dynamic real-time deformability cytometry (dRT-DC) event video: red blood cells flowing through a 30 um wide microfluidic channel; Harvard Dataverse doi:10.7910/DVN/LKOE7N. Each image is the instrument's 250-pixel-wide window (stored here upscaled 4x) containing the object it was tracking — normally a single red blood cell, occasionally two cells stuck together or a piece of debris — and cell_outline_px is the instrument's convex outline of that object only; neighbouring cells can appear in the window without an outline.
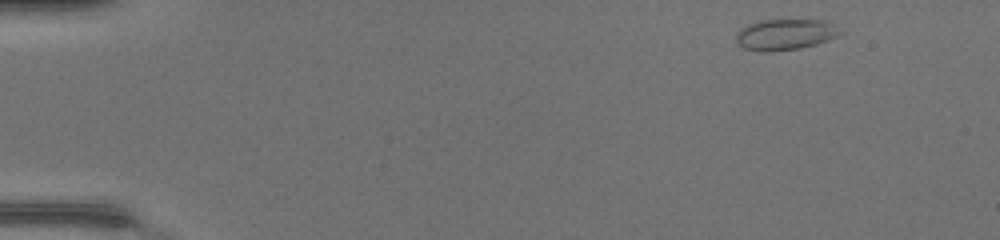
{"species": "common noctule bat (a hibernating species)", "species_latin": "Nyctalus noctula", "temperature_condition": "warm", "stored_images_in_passage": 44, "camera_frame_rate_fps": 3000, "um_per_image_px": 0.085, "animal": {"sex": "female", "body_mass_g": 17.0, "forearm_length_mm": 48.0}, "frame": {"image": 1, "passage_image": 1, "time_ms": 0.0, "image_size_px": [1000, 240], "cell_outline_px": [[844, 32], [840, 36], [816, 44], [800, 48], [768, 52], [764, 52], [744, 48], [736, 40], [736, 36], [748, 24], [760, 20], [820, 20], [832, 24]], "centroid_in_image_um": [66.79, 2.94], "position_along_channel_um": 18.2, "area_um2": 18.55}}
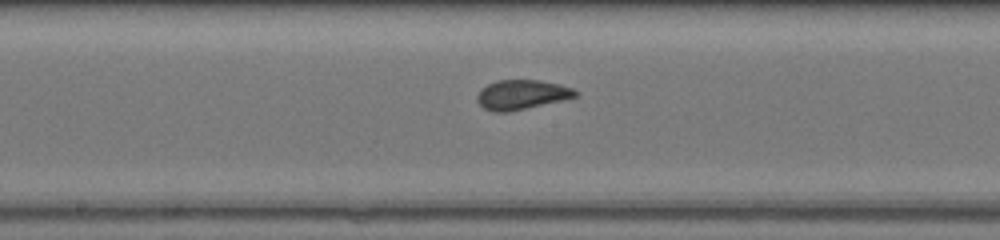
{"frame": {"image": 2, "passage_image": 22, "time_ms": 7.0, "image_size_px": [1000, 240], "cell_outline_px": [[580, 92], [576, 96], [560, 100], [508, 112], [492, 112], [484, 108], [476, 100], [476, 96], [488, 84], [496, 80], [540, 80], [560, 84], [572, 88]], "centroid_in_image_um": [44.33, 8.04], "position_along_channel_um": 203.9, "area_um2": 16.7}}
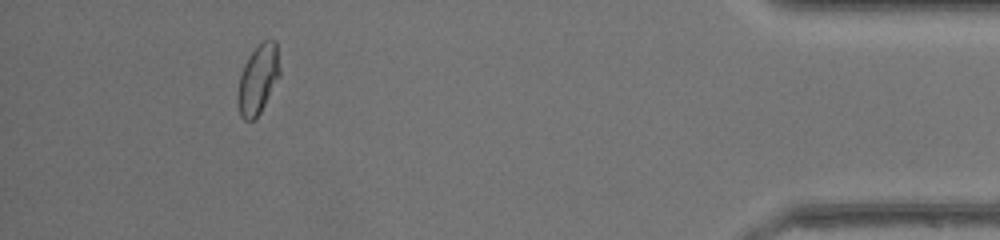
{"frame": {"image": 3, "passage_image": 40, "time_ms": 13.0, "image_size_px": [1000, 240], "cell_outline_px": [[280, 76], [260, 112], [252, 120], [244, 120], [240, 116], [236, 100], [240, 76], [244, 64], [248, 56], [264, 40], [276, 40], [280, 68]], "centroid_in_image_um": [21.93, 6.74], "position_along_channel_um": 413.3, "area_um2": 16.88}}